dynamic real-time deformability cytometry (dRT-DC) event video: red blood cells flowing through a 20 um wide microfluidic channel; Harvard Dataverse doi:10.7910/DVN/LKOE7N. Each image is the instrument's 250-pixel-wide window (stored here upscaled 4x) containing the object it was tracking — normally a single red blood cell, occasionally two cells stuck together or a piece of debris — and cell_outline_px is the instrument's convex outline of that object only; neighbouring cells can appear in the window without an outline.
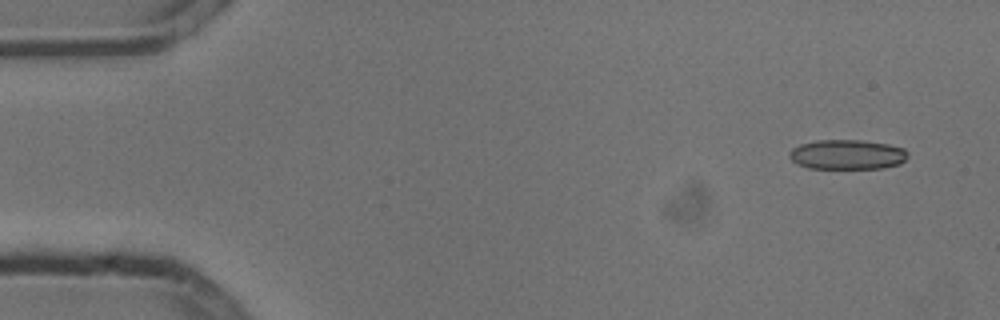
{"species": "common noctule bat (a hibernating species)", "species_latin": "Nyctalus noctula", "temperature_condition": "cold", "stored_images_in_passage": 7, "camera_frame_rate_fps": 3000, "um_per_image_px": 0.085, "animal": {"sex": "male", "body_mass_g": 13.3}, "frame": {"image": 1, "passage_image": 1, "time_ms": 0.0, "image_size_px": [1000, 320], "cell_outline_px": [[908, 156], [900, 164], [880, 168], [808, 168], [792, 160], [788, 156], [788, 152], [792, 148], [800, 144], [816, 140], [860, 140], [888, 144], [904, 148], [908, 152]], "centroid_in_image_um": [72.01, 13.13], "position_along_channel_um": 13.0, "area_um2": 20.52}}
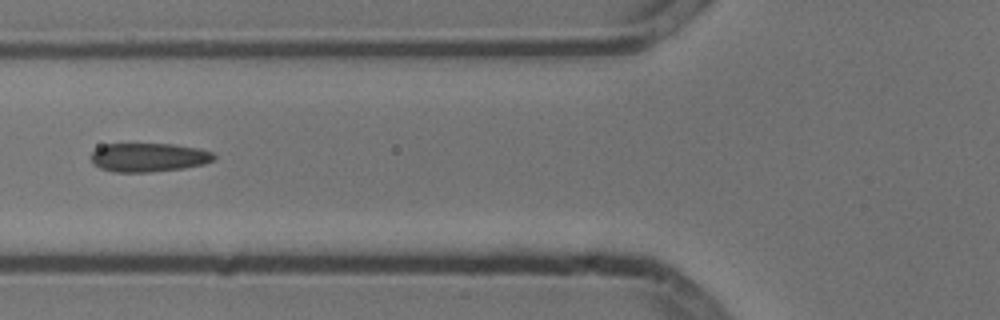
{"frame": {"image": 2, "passage_image": 6, "time_ms": 1.667, "image_size_px": [1000, 320], "cell_outline_px": [[216, 156], [212, 160], [204, 164], [184, 168], [152, 172], [112, 172], [100, 168], [92, 164], [92, 152], [96, 148], [104, 144], [172, 144], [200, 148], [212, 152]], "centroid_in_image_um": [12.62, 13.38], "position_along_channel_um": 113.2, "area_um2": 20.75}}
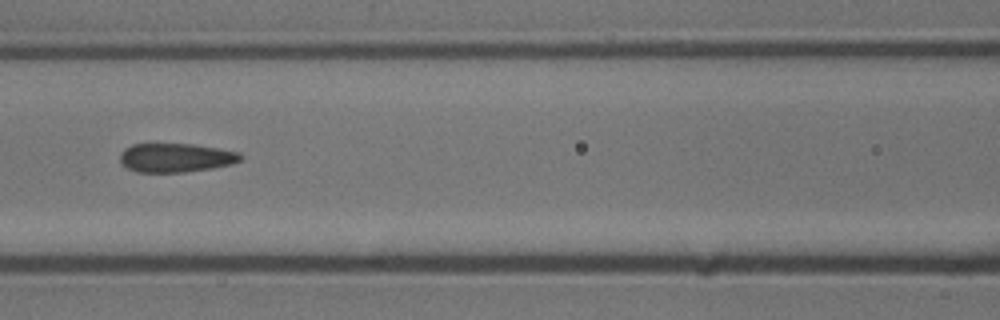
{"frame": {"image": 3, "passage_image": 7, "time_ms": 2.0, "image_size_px": [1000, 320], "cell_outline_px": [[244, 156], [240, 160], [232, 164], [212, 168], [184, 172], [136, 172], [128, 168], [120, 160], [120, 152], [124, 148], [132, 144], [192, 144], [240, 152]], "centroid_in_image_um": [14.94, 13.4], "position_along_channel_um": 151.7, "area_um2": 20.29}}